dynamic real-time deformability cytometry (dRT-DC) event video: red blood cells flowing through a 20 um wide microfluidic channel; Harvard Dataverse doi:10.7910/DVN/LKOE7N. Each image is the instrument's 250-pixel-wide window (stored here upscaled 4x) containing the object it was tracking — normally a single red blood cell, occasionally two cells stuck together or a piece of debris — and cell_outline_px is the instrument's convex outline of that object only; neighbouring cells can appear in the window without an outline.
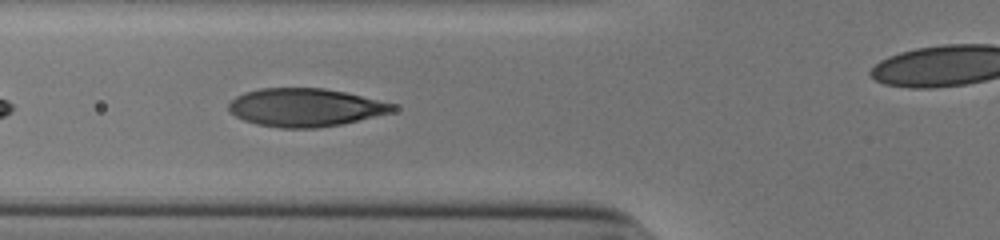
{"species": "human", "species_latin": "Homo sapiens", "temperature_condition": "cold", "stored_images_in_passage": 31, "camera_frame_rate_fps": 3000, "um_per_image_px": 0.085, "donor": {"sex": "male"}, "frame": {"image": 1, "passage_image": 5, "time_ms": 1.333, "image_size_px": [1000, 240], "cell_outline_px": [[400, 108], [392, 112], [340, 124], [316, 128], [280, 128], [256, 124], [244, 120], [236, 116], [228, 108], [228, 104], [236, 96], [244, 92], [260, 88], [324, 88], [344, 92], [396, 104]], "centroid_in_image_um": [25.94, 9.13], "position_along_channel_um": 99.9, "area_um2": 36.36}}
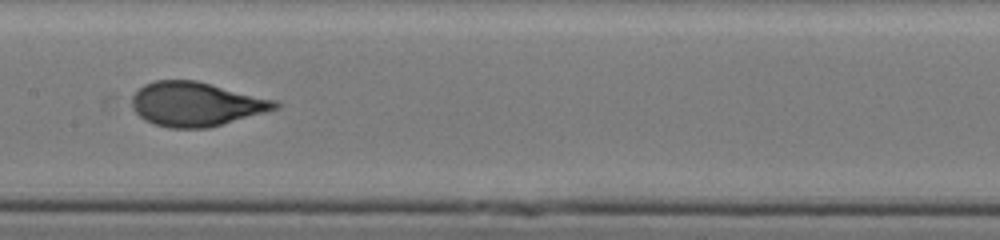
{"frame": {"image": 2, "passage_image": 12, "time_ms": 3.667, "image_size_px": [1000, 240], "cell_outline_px": [[280, 108], [208, 128], [168, 128], [144, 120], [132, 108], [132, 96], [144, 84], [156, 80], [196, 80], [276, 100], [280, 104]], "centroid_in_image_um": [16.67, 8.85], "position_along_channel_um": 190.7, "area_um2": 36.76}}
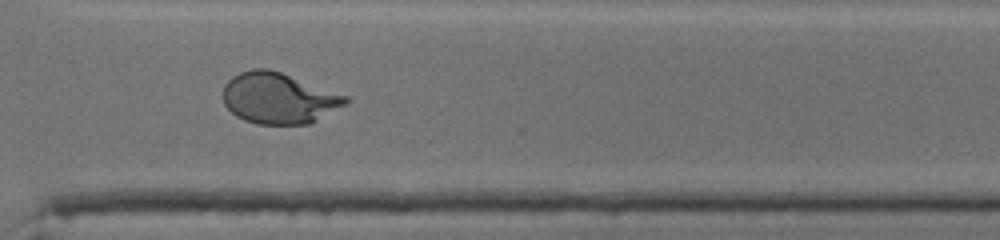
{"frame": {"image": 3, "passage_image": 24, "time_ms": 7.667, "image_size_px": [1000, 240], "cell_outline_px": [[352, 100], [348, 104], [308, 124], [256, 124], [244, 120], [236, 116], [224, 104], [220, 96], [224, 84], [232, 76], [240, 72], [252, 68], [268, 68], [280, 72], [348, 96]], "centroid_in_image_um": [23.66, 8.34], "position_along_channel_um": 346.9, "area_um2": 36.7}}